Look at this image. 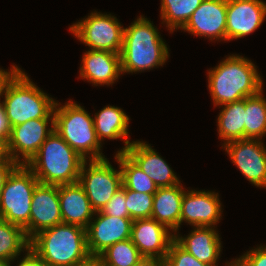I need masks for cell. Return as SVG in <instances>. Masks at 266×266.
<instances>
[{
    "label": "cell",
    "instance_id": "15",
    "mask_svg": "<svg viewBox=\"0 0 266 266\" xmlns=\"http://www.w3.org/2000/svg\"><path fill=\"white\" fill-rule=\"evenodd\" d=\"M266 17L262 0H227L226 40L239 39L257 30Z\"/></svg>",
    "mask_w": 266,
    "mask_h": 266
},
{
    "label": "cell",
    "instance_id": "40",
    "mask_svg": "<svg viewBox=\"0 0 266 266\" xmlns=\"http://www.w3.org/2000/svg\"><path fill=\"white\" fill-rule=\"evenodd\" d=\"M74 266H102V263L99 259V257L90 256L87 260L78 263Z\"/></svg>",
    "mask_w": 266,
    "mask_h": 266
},
{
    "label": "cell",
    "instance_id": "3",
    "mask_svg": "<svg viewBox=\"0 0 266 266\" xmlns=\"http://www.w3.org/2000/svg\"><path fill=\"white\" fill-rule=\"evenodd\" d=\"M85 160L53 131L26 164L40 184L66 185L79 180Z\"/></svg>",
    "mask_w": 266,
    "mask_h": 266
},
{
    "label": "cell",
    "instance_id": "38",
    "mask_svg": "<svg viewBox=\"0 0 266 266\" xmlns=\"http://www.w3.org/2000/svg\"><path fill=\"white\" fill-rule=\"evenodd\" d=\"M12 161L9 150L8 141L0 138V165L8 164Z\"/></svg>",
    "mask_w": 266,
    "mask_h": 266
},
{
    "label": "cell",
    "instance_id": "11",
    "mask_svg": "<svg viewBox=\"0 0 266 266\" xmlns=\"http://www.w3.org/2000/svg\"><path fill=\"white\" fill-rule=\"evenodd\" d=\"M53 131L54 119H31L13 126L8 140L11 159L18 165H26Z\"/></svg>",
    "mask_w": 266,
    "mask_h": 266
},
{
    "label": "cell",
    "instance_id": "32",
    "mask_svg": "<svg viewBox=\"0 0 266 266\" xmlns=\"http://www.w3.org/2000/svg\"><path fill=\"white\" fill-rule=\"evenodd\" d=\"M101 212L113 217L130 218L123 186L113 195Z\"/></svg>",
    "mask_w": 266,
    "mask_h": 266
},
{
    "label": "cell",
    "instance_id": "30",
    "mask_svg": "<svg viewBox=\"0 0 266 266\" xmlns=\"http://www.w3.org/2000/svg\"><path fill=\"white\" fill-rule=\"evenodd\" d=\"M130 219L151 218L154 194L139 193L124 187Z\"/></svg>",
    "mask_w": 266,
    "mask_h": 266
},
{
    "label": "cell",
    "instance_id": "14",
    "mask_svg": "<svg viewBox=\"0 0 266 266\" xmlns=\"http://www.w3.org/2000/svg\"><path fill=\"white\" fill-rule=\"evenodd\" d=\"M227 0H203L181 28L209 40L226 41Z\"/></svg>",
    "mask_w": 266,
    "mask_h": 266
},
{
    "label": "cell",
    "instance_id": "19",
    "mask_svg": "<svg viewBox=\"0 0 266 266\" xmlns=\"http://www.w3.org/2000/svg\"><path fill=\"white\" fill-rule=\"evenodd\" d=\"M80 66V77L94 86H110L122 74L120 54L105 50L86 51Z\"/></svg>",
    "mask_w": 266,
    "mask_h": 266
},
{
    "label": "cell",
    "instance_id": "21",
    "mask_svg": "<svg viewBox=\"0 0 266 266\" xmlns=\"http://www.w3.org/2000/svg\"><path fill=\"white\" fill-rule=\"evenodd\" d=\"M62 223L78 225L87 228L95 210L83 187L77 182L74 184L58 185Z\"/></svg>",
    "mask_w": 266,
    "mask_h": 266
},
{
    "label": "cell",
    "instance_id": "25",
    "mask_svg": "<svg viewBox=\"0 0 266 266\" xmlns=\"http://www.w3.org/2000/svg\"><path fill=\"white\" fill-rule=\"evenodd\" d=\"M29 247L25 230L0 218V260L14 262Z\"/></svg>",
    "mask_w": 266,
    "mask_h": 266
},
{
    "label": "cell",
    "instance_id": "41",
    "mask_svg": "<svg viewBox=\"0 0 266 266\" xmlns=\"http://www.w3.org/2000/svg\"><path fill=\"white\" fill-rule=\"evenodd\" d=\"M10 264H12V263H10L8 261H2V260H0V266H11Z\"/></svg>",
    "mask_w": 266,
    "mask_h": 266
},
{
    "label": "cell",
    "instance_id": "27",
    "mask_svg": "<svg viewBox=\"0 0 266 266\" xmlns=\"http://www.w3.org/2000/svg\"><path fill=\"white\" fill-rule=\"evenodd\" d=\"M266 135V98L263 89L245 98V139H262Z\"/></svg>",
    "mask_w": 266,
    "mask_h": 266
},
{
    "label": "cell",
    "instance_id": "17",
    "mask_svg": "<svg viewBox=\"0 0 266 266\" xmlns=\"http://www.w3.org/2000/svg\"><path fill=\"white\" fill-rule=\"evenodd\" d=\"M62 223L58 185L38 184L32 196L30 240L39 232Z\"/></svg>",
    "mask_w": 266,
    "mask_h": 266
},
{
    "label": "cell",
    "instance_id": "39",
    "mask_svg": "<svg viewBox=\"0 0 266 266\" xmlns=\"http://www.w3.org/2000/svg\"><path fill=\"white\" fill-rule=\"evenodd\" d=\"M134 266H165L164 259L156 257H143Z\"/></svg>",
    "mask_w": 266,
    "mask_h": 266
},
{
    "label": "cell",
    "instance_id": "9",
    "mask_svg": "<svg viewBox=\"0 0 266 266\" xmlns=\"http://www.w3.org/2000/svg\"><path fill=\"white\" fill-rule=\"evenodd\" d=\"M78 183L87 194L92 208L101 211L122 186L120 165L118 171L107 158L85 160L80 169Z\"/></svg>",
    "mask_w": 266,
    "mask_h": 266
},
{
    "label": "cell",
    "instance_id": "35",
    "mask_svg": "<svg viewBox=\"0 0 266 266\" xmlns=\"http://www.w3.org/2000/svg\"><path fill=\"white\" fill-rule=\"evenodd\" d=\"M17 266H48L30 247Z\"/></svg>",
    "mask_w": 266,
    "mask_h": 266
},
{
    "label": "cell",
    "instance_id": "31",
    "mask_svg": "<svg viewBox=\"0 0 266 266\" xmlns=\"http://www.w3.org/2000/svg\"><path fill=\"white\" fill-rule=\"evenodd\" d=\"M165 266H211L198 261L193 255L183 249L175 240L170 244L164 258Z\"/></svg>",
    "mask_w": 266,
    "mask_h": 266
},
{
    "label": "cell",
    "instance_id": "8",
    "mask_svg": "<svg viewBox=\"0 0 266 266\" xmlns=\"http://www.w3.org/2000/svg\"><path fill=\"white\" fill-rule=\"evenodd\" d=\"M69 29L89 50H105L116 54L122 51L124 27L111 14L91 12Z\"/></svg>",
    "mask_w": 266,
    "mask_h": 266
},
{
    "label": "cell",
    "instance_id": "4",
    "mask_svg": "<svg viewBox=\"0 0 266 266\" xmlns=\"http://www.w3.org/2000/svg\"><path fill=\"white\" fill-rule=\"evenodd\" d=\"M30 248L48 266H74L90 257L86 229L67 223L36 234L30 240Z\"/></svg>",
    "mask_w": 266,
    "mask_h": 266
},
{
    "label": "cell",
    "instance_id": "20",
    "mask_svg": "<svg viewBox=\"0 0 266 266\" xmlns=\"http://www.w3.org/2000/svg\"><path fill=\"white\" fill-rule=\"evenodd\" d=\"M191 233L186 237L174 234V240L187 252L193 255L198 261L218 266L221 254V240L217 229L214 227H193ZM233 261L226 262L225 266H232Z\"/></svg>",
    "mask_w": 266,
    "mask_h": 266
},
{
    "label": "cell",
    "instance_id": "34",
    "mask_svg": "<svg viewBox=\"0 0 266 266\" xmlns=\"http://www.w3.org/2000/svg\"><path fill=\"white\" fill-rule=\"evenodd\" d=\"M11 66L12 67L9 71L0 68V97L1 96L3 97L5 88L7 84L10 82V80L21 70L18 66L14 64ZM1 104L2 101H0V105Z\"/></svg>",
    "mask_w": 266,
    "mask_h": 266
},
{
    "label": "cell",
    "instance_id": "16",
    "mask_svg": "<svg viewBox=\"0 0 266 266\" xmlns=\"http://www.w3.org/2000/svg\"><path fill=\"white\" fill-rule=\"evenodd\" d=\"M130 239L143 257L164 259L174 240V233L153 218L135 219Z\"/></svg>",
    "mask_w": 266,
    "mask_h": 266
},
{
    "label": "cell",
    "instance_id": "18",
    "mask_svg": "<svg viewBox=\"0 0 266 266\" xmlns=\"http://www.w3.org/2000/svg\"><path fill=\"white\" fill-rule=\"evenodd\" d=\"M158 188L172 187L181 181L169 164L144 141H132L124 152Z\"/></svg>",
    "mask_w": 266,
    "mask_h": 266
},
{
    "label": "cell",
    "instance_id": "2",
    "mask_svg": "<svg viewBox=\"0 0 266 266\" xmlns=\"http://www.w3.org/2000/svg\"><path fill=\"white\" fill-rule=\"evenodd\" d=\"M120 56L122 74L136 73L163 66L169 58V50L158 28L140 15L124 28Z\"/></svg>",
    "mask_w": 266,
    "mask_h": 266
},
{
    "label": "cell",
    "instance_id": "6",
    "mask_svg": "<svg viewBox=\"0 0 266 266\" xmlns=\"http://www.w3.org/2000/svg\"><path fill=\"white\" fill-rule=\"evenodd\" d=\"M54 106V131L84 160L105 159L97 138L93 117L83 106L70 101Z\"/></svg>",
    "mask_w": 266,
    "mask_h": 266
},
{
    "label": "cell",
    "instance_id": "10",
    "mask_svg": "<svg viewBox=\"0 0 266 266\" xmlns=\"http://www.w3.org/2000/svg\"><path fill=\"white\" fill-rule=\"evenodd\" d=\"M232 163L257 187L266 188V148L260 139H240L222 145Z\"/></svg>",
    "mask_w": 266,
    "mask_h": 266
},
{
    "label": "cell",
    "instance_id": "23",
    "mask_svg": "<svg viewBox=\"0 0 266 266\" xmlns=\"http://www.w3.org/2000/svg\"><path fill=\"white\" fill-rule=\"evenodd\" d=\"M93 117L96 135L100 143L105 138L115 140L122 138L125 145L117 152H125L132 143L129 138V116L119 107L105 106Z\"/></svg>",
    "mask_w": 266,
    "mask_h": 266
},
{
    "label": "cell",
    "instance_id": "33",
    "mask_svg": "<svg viewBox=\"0 0 266 266\" xmlns=\"http://www.w3.org/2000/svg\"><path fill=\"white\" fill-rule=\"evenodd\" d=\"M234 266H266V245L244 253L240 258L233 260Z\"/></svg>",
    "mask_w": 266,
    "mask_h": 266
},
{
    "label": "cell",
    "instance_id": "22",
    "mask_svg": "<svg viewBox=\"0 0 266 266\" xmlns=\"http://www.w3.org/2000/svg\"><path fill=\"white\" fill-rule=\"evenodd\" d=\"M184 192L180 183L172 187L158 188L153 197L151 218L166 226L174 234L178 233L180 228Z\"/></svg>",
    "mask_w": 266,
    "mask_h": 266
},
{
    "label": "cell",
    "instance_id": "13",
    "mask_svg": "<svg viewBox=\"0 0 266 266\" xmlns=\"http://www.w3.org/2000/svg\"><path fill=\"white\" fill-rule=\"evenodd\" d=\"M222 204L219 194L212 191L188 190L181 205L180 225L185 222L193 227H215L221 219Z\"/></svg>",
    "mask_w": 266,
    "mask_h": 266
},
{
    "label": "cell",
    "instance_id": "29",
    "mask_svg": "<svg viewBox=\"0 0 266 266\" xmlns=\"http://www.w3.org/2000/svg\"><path fill=\"white\" fill-rule=\"evenodd\" d=\"M98 257L102 266H134L143 258L131 239L113 244Z\"/></svg>",
    "mask_w": 266,
    "mask_h": 266
},
{
    "label": "cell",
    "instance_id": "7",
    "mask_svg": "<svg viewBox=\"0 0 266 266\" xmlns=\"http://www.w3.org/2000/svg\"><path fill=\"white\" fill-rule=\"evenodd\" d=\"M38 179L26 165H18L8 176L0 195V218L22 227L30 240V211Z\"/></svg>",
    "mask_w": 266,
    "mask_h": 266
},
{
    "label": "cell",
    "instance_id": "36",
    "mask_svg": "<svg viewBox=\"0 0 266 266\" xmlns=\"http://www.w3.org/2000/svg\"><path fill=\"white\" fill-rule=\"evenodd\" d=\"M10 132H11V127L9 126L5 110L2 106L0 105V138H3L5 140H9L10 138Z\"/></svg>",
    "mask_w": 266,
    "mask_h": 266
},
{
    "label": "cell",
    "instance_id": "12",
    "mask_svg": "<svg viewBox=\"0 0 266 266\" xmlns=\"http://www.w3.org/2000/svg\"><path fill=\"white\" fill-rule=\"evenodd\" d=\"M86 228L87 248L90 256L98 257L113 244L130 239L133 220L113 217L96 211Z\"/></svg>",
    "mask_w": 266,
    "mask_h": 266
},
{
    "label": "cell",
    "instance_id": "28",
    "mask_svg": "<svg viewBox=\"0 0 266 266\" xmlns=\"http://www.w3.org/2000/svg\"><path fill=\"white\" fill-rule=\"evenodd\" d=\"M203 0H161L160 16L170 33L181 29Z\"/></svg>",
    "mask_w": 266,
    "mask_h": 266
},
{
    "label": "cell",
    "instance_id": "24",
    "mask_svg": "<svg viewBox=\"0 0 266 266\" xmlns=\"http://www.w3.org/2000/svg\"><path fill=\"white\" fill-rule=\"evenodd\" d=\"M217 122L219 138L224 141L223 144L245 139V98L222 105Z\"/></svg>",
    "mask_w": 266,
    "mask_h": 266
},
{
    "label": "cell",
    "instance_id": "26",
    "mask_svg": "<svg viewBox=\"0 0 266 266\" xmlns=\"http://www.w3.org/2000/svg\"><path fill=\"white\" fill-rule=\"evenodd\" d=\"M114 158L120 165L123 187L139 193H156L157 185L124 152H117Z\"/></svg>",
    "mask_w": 266,
    "mask_h": 266
},
{
    "label": "cell",
    "instance_id": "5",
    "mask_svg": "<svg viewBox=\"0 0 266 266\" xmlns=\"http://www.w3.org/2000/svg\"><path fill=\"white\" fill-rule=\"evenodd\" d=\"M3 97L2 106L11 128L31 119H54L56 100L36 86L22 70L7 84Z\"/></svg>",
    "mask_w": 266,
    "mask_h": 266
},
{
    "label": "cell",
    "instance_id": "37",
    "mask_svg": "<svg viewBox=\"0 0 266 266\" xmlns=\"http://www.w3.org/2000/svg\"><path fill=\"white\" fill-rule=\"evenodd\" d=\"M17 166L18 164L13 160L8 164L0 165V195L8 176Z\"/></svg>",
    "mask_w": 266,
    "mask_h": 266
},
{
    "label": "cell",
    "instance_id": "1",
    "mask_svg": "<svg viewBox=\"0 0 266 266\" xmlns=\"http://www.w3.org/2000/svg\"><path fill=\"white\" fill-rule=\"evenodd\" d=\"M207 75L214 107L257 95L263 89L254 63L240 55H229Z\"/></svg>",
    "mask_w": 266,
    "mask_h": 266
}]
</instances>
